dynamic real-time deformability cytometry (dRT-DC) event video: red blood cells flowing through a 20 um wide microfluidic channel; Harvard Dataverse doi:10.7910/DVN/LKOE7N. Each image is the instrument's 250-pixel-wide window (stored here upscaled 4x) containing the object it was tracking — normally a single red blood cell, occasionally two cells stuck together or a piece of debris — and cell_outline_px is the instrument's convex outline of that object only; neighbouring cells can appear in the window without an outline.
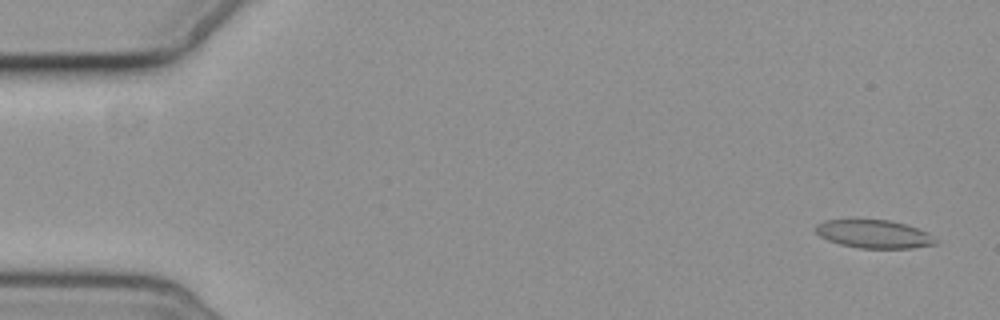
{"species": "common noctule bat (a hibernating species)", "species_latin": "Nyctalus noctula", "temperature_condition": "cold", "stored_images_in_passage": 2, "camera_frame_rate_fps": 3000, "um_per_image_px": 0.085, "animal": {"sex": "female", "body_mass_g": 19.3, "forearm_length_mm": 54.1}, "frame": {"image": 1, "passage_image": 2, "time_ms": 2.0, "image_size_px": [1000, 320], "cell_outline_px": [[940, 240], [936, 244], [912, 248], [860, 248], [840, 244], [828, 240], [820, 236], [816, 232], [816, 224], [824, 220], [888, 220], [904, 224], [928, 232]], "centroid_in_image_um": [74.32, 19.9], "position_along_channel_um": 10.7, "area_um2": 19.65}}